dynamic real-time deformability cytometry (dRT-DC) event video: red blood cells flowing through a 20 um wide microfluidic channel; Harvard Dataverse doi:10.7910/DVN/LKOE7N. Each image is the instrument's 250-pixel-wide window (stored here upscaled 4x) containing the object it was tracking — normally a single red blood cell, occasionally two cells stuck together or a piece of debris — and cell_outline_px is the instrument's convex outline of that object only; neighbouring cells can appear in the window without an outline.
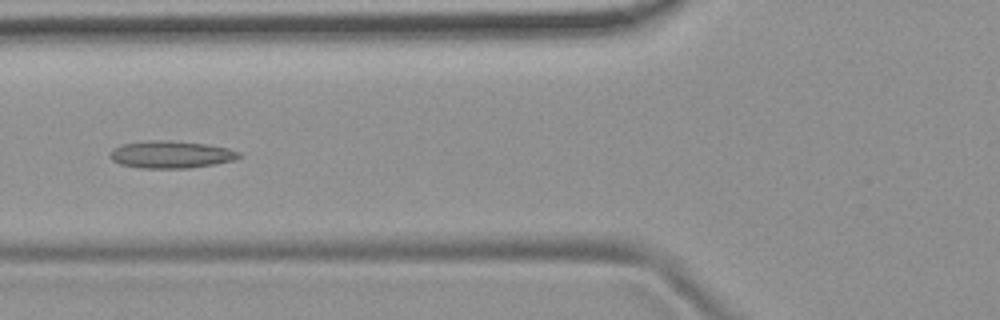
{"species": "common noctule bat (a hibernating species)", "species_latin": "Nyctalus noctula", "temperature_condition": "room temperature", "stored_images_in_passage": 54, "camera_frame_rate_fps": 3000, "um_per_image_px": 0.085, "animal": {"sex": "female", "body_mass_g": 19.9}, "frame": {"image": 1, "passage_image": 21, "time_ms": 6.667, "image_size_px": [1000, 320], "cell_outline_px": [[244, 156], [236, 160], [216, 164], [188, 168], [140, 168], [120, 164], [112, 160], [108, 156], [108, 152], [112, 148], [120, 144], [148, 140], [168, 140], [204, 144], [228, 148], [240, 152]], "centroid_in_image_um": [14.51, 13.13], "position_along_channel_um": 111.3, "area_um2": 20.87}}
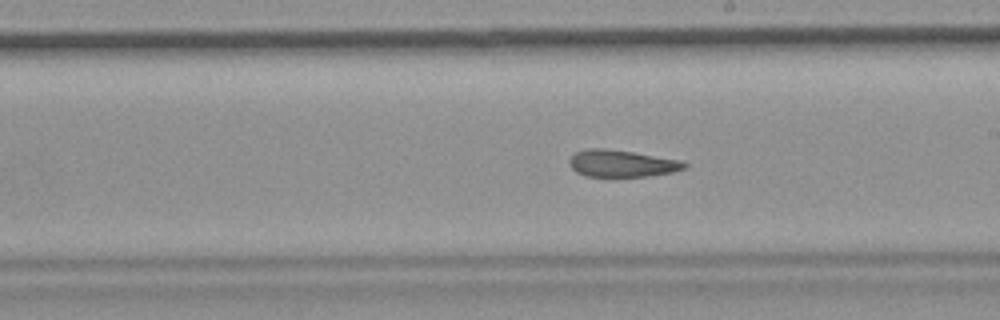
{"frame": {"image": 2, "passage_image": 31, "time_ms": 10.0, "image_size_px": [1000, 320], "cell_outline_px": [[688, 168], [672, 172], [648, 176], [616, 180], [584, 176], [576, 172], [568, 164], [568, 160], [576, 152], [588, 148], [604, 148], [632, 152], [680, 160], [688, 164]], "centroid_in_image_um": [52.82, 13.95], "position_along_channel_um": 236.2, "area_um2": 18.96}}
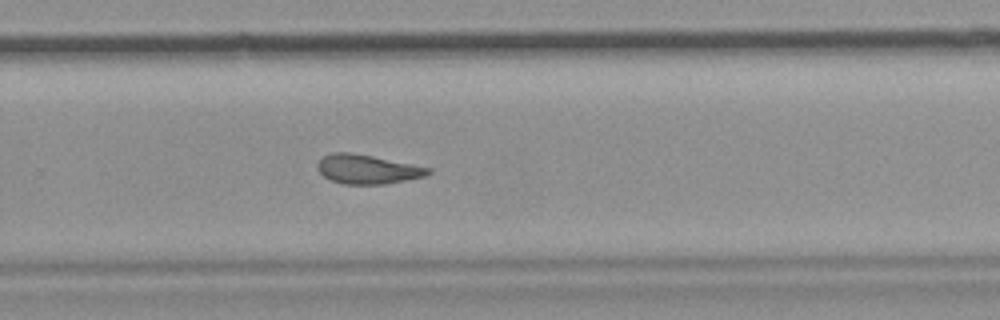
{"frame": {"image": 3, "passage_image": 36, "time_ms": 11.667, "image_size_px": [1000, 320], "cell_outline_px": [[432, 172], [424, 176], [384, 184], [344, 184], [332, 180], [324, 176], [316, 168], [316, 164], [324, 156], [332, 152], [352, 152], [432, 168]], "centroid_in_image_um": [31.21, 14.38], "position_along_channel_um": 298.6, "area_um2": 18.67}, "authors_computed_cell_mechanics": {"area_um2": 19.7098, "velocity_mm_per_s": 3.7596, "shape_relaxation_time_tau1_ms": null, "shape_relaxation_time_tau2_ms": 4.5427, "deformation_change_tau1": null, "deformation_change_tau2": 0.1341}}